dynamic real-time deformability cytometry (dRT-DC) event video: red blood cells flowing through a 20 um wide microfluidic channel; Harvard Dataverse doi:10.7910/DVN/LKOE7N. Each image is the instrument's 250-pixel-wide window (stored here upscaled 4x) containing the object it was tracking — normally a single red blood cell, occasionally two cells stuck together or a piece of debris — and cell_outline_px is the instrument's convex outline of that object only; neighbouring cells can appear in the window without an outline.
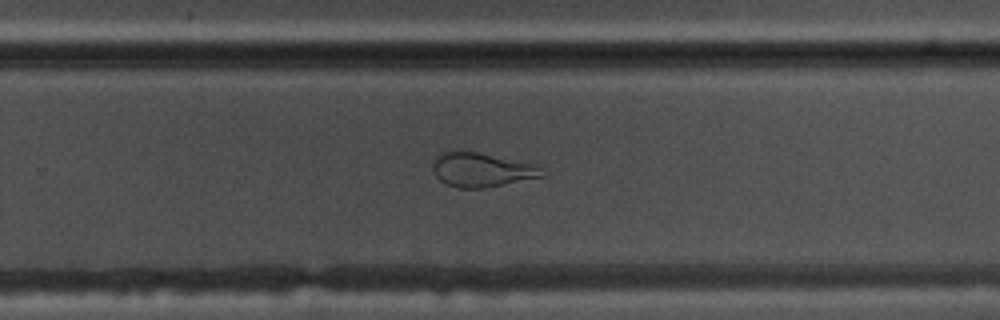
{"species": "common noctule bat (a hibernating species)", "species_latin": "Nyctalus noctula", "temperature_condition": "warm", "stored_images_in_passage": 44, "camera_frame_rate_fps": 3000, "um_per_image_px": 0.085, "animal": {"sex": "male", "body_mass_g": 17.5, "forearm_length_mm": 52.3}, "frame": {"image": 1, "passage_image": 25, "time_ms": 8.0, "image_size_px": [1000, 320], "cell_outline_px": [[544, 176], [484, 188], [456, 188], [444, 184], [436, 176], [432, 168], [432, 164], [436, 156], [440, 152], [452, 148], [464, 148], [536, 164], [540, 168]], "centroid_in_image_um": [40.85, 14.38], "position_along_channel_um": 288.9, "area_um2": 22.6}}
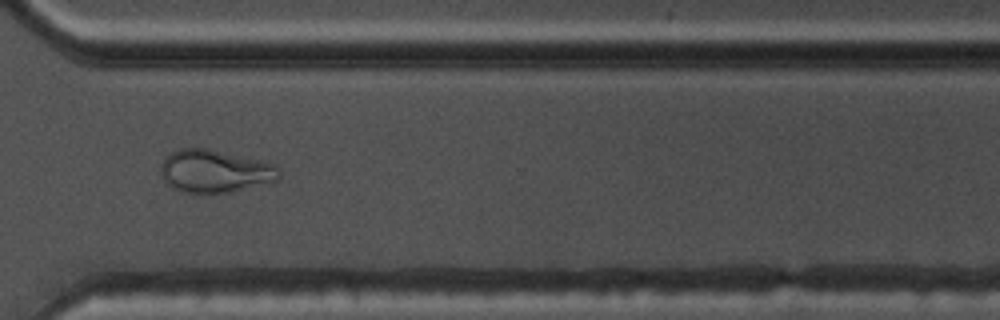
{"frame": {"image": 2, "passage_image": 30, "time_ms": 9.667, "image_size_px": [1000, 320], "cell_outline_px": [[280, 180], [228, 192], [200, 196], [176, 188], [168, 184], [160, 176], [160, 164], [164, 156], [180, 148], [208, 148], [272, 164], [280, 172]], "centroid_in_image_um": [18.19, 14.57], "position_along_channel_um": 352.4, "area_um2": 29.59}}
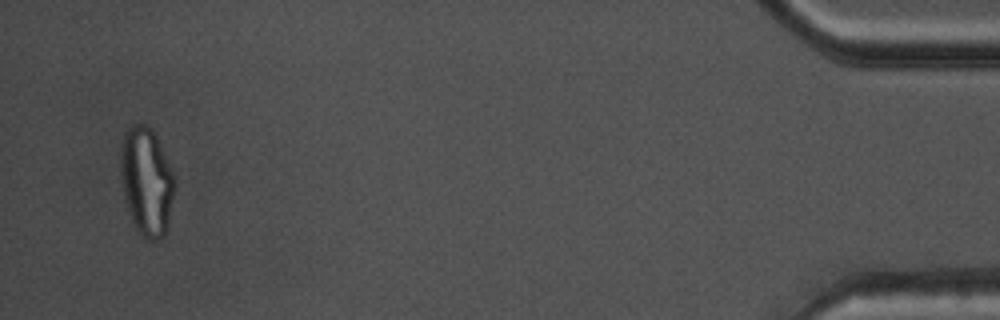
{"frame": {"image": 3, "passage_image": 42, "time_ms": 13.667, "image_size_px": [1000, 320], "cell_outline_px": [[176, 184], [168, 224], [164, 236], [160, 240], [148, 240], [140, 236], [132, 220], [124, 196], [120, 172], [120, 148], [124, 132], [132, 124], [144, 124], [152, 128], [172, 168], [176, 180]], "centroid_in_image_um": [12.46, 15.41], "position_along_channel_um": 422.7, "area_um2": 34.51}, "authors_computed_cell_mechanics": {"area_um2": 28.2353, "velocity_mm_per_s": 3.8004, "shape_relaxation_time_tau1_ms": null, "shape_relaxation_time_tau2_ms": 1.2188, "deformation_change_tau1": null, "deformation_change_tau2": 0.097}}